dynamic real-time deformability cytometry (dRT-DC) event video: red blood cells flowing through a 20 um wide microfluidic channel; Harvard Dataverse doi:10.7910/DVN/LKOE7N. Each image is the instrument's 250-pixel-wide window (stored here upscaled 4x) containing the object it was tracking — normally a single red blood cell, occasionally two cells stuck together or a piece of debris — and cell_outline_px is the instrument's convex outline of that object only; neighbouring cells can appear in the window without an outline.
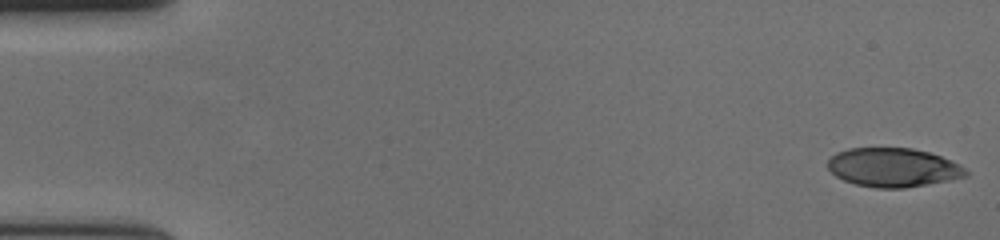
{"species": "human", "species_latin": "Homo sapiens", "temperature_condition": "cold", "stored_images_in_passage": 57, "camera_frame_rate_fps": 3000, "um_per_image_px": 0.085, "donor": {"sex": "female"}, "frame": {"image": 1, "passage_image": 1, "time_ms": 0.0, "image_size_px": [1000, 240], "cell_outline_px": [[968, 176], [948, 180], [904, 188], [876, 188], [856, 184], [844, 180], [836, 176], [828, 168], [828, 160], [836, 152], [848, 148], [912, 148], [928, 152], [952, 160], [960, 164], [968, 172]], "centroid_in_image_um": [75.92, 14.23], "position_along_channel_um": 9.1, "area_um2": 31.21}}
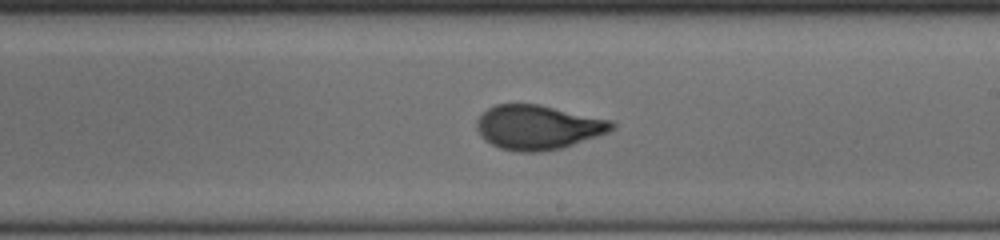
{"frame": {"image": 2, "passage_image": 33, "time_ms": 10.667, "image_size_px": [1000, 240], "cell_outline_px": [[616, 128], [608, 132], [560, 148], [540, 152], [516, 152], [500, 148], [484, 140], [480, 136], [476, 128], [476, 120], [488, 108], [496, 104], [540, 104], [616, 120]], "centroid_in_image_um": [45.75, 10.8], "position_along_channel_um": 243.2, "area_um2": 35.32}}
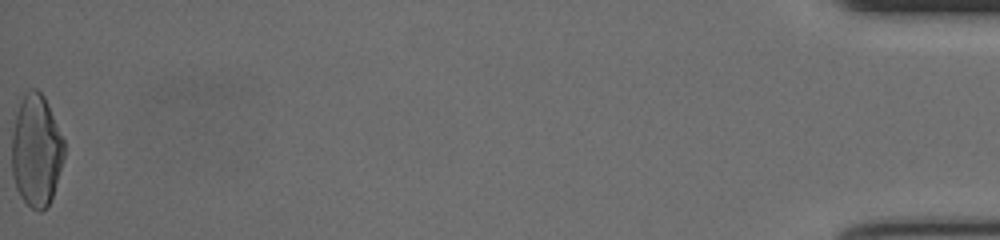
{"frame": {"image": 3, "passage_image": 57, "time_ms": 18.667, "image_size_px": [1000, 240], "cell_outline_px": [[64, 156], [52, 196], [48, 204], [40, 212], [32, 208], [20, 196], [16, 188], [12, 176], [12, 132], [16, 112], [24, 92], [32, 88], [36, 88], [44, 96], [48, 104], [64, 140]], "centroid_in_image_um": [3.06, 12.77], "position_along_channel_um": 432.1, "area_um2": 34.04}, "authors_computed_cell_mechanics": {"area_um2": 33.9286, "velocity_mm_per_s": 3.6484, "shape_relaxation_time_tau1_ms": 5.6665, "shape_relaxation_time_tau2_ms": 1.1302, "deformation_change_tau1": 0.2211, "deformation_change_tau2": 0.0666}}